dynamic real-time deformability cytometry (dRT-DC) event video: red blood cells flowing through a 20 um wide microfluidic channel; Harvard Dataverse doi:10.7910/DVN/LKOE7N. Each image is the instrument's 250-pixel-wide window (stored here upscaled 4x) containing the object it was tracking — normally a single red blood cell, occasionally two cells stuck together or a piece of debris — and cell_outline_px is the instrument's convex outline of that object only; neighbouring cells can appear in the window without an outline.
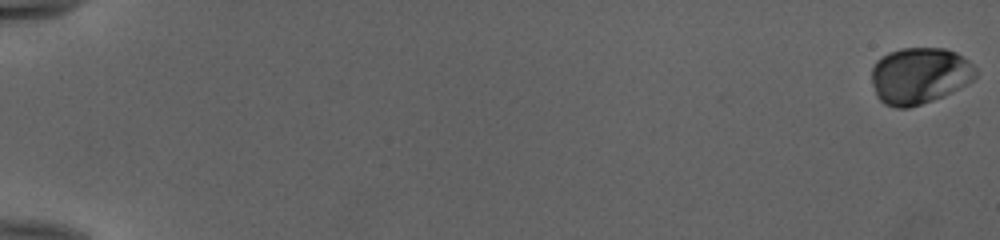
{"species": "human", "species_latin": "Homo sapiens", "temperature_condition": "cold", "stored_images_in_passage": 54, "camera_frame_rate_fps": 3000, "um_per_image_px": 0.085, "donor": {"sex": "female"}, "frame": {"image": 1, "passage_image": 1, "time_ms": 0.0, "image_size_px": [1000, 240], "cell_outline_px": [[976, 76], [968, 84], [944, 96], [908, 108], [896, 108], [884, 104], [876, 96], [872, 84], [872, 68], [876, 60], [880, 56], [888, 52], [900, 48], [944, 48], [956, 52], [968, 60], [976, 68]], "centroid_in_image_um": [78.14, 6.42], "position_along_channel_um": 6.9, "area_um2": 34.56}}
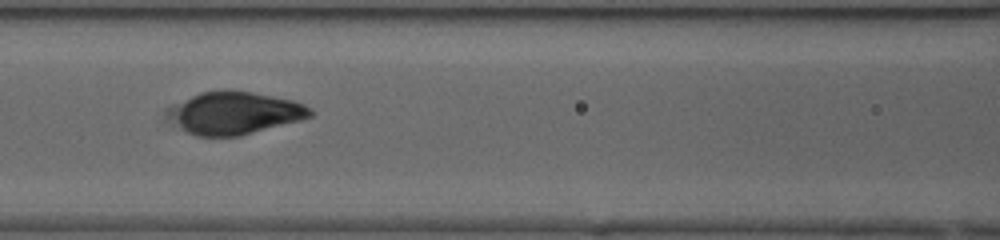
{"frame": {"image": 2, "passage_image": 27, "time_ms": 8.667, "image_size_px": [1000, 240], "cell_outline_px": [[312, 116], [300, 120], [240, 136], [196, 136], [188, 132], [180, 124], [180, 108], [184, 100], [200, 92], [252, 92], [292, 100], [304, 104], [312, 108]], "centroid_in_image_um": [20.23, 9.62], "position_along_channel_um": 146.4, "area_um2": 32.71}}
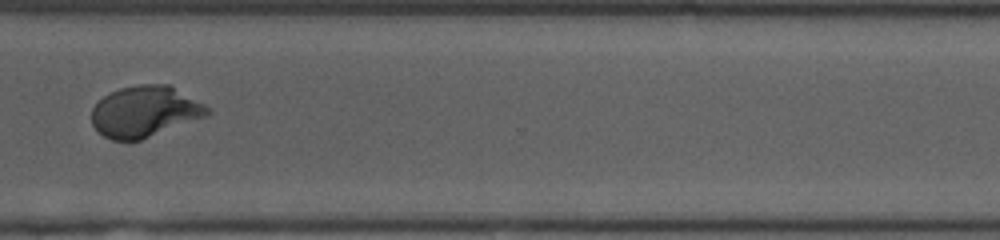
{"frame": {"image": 3, "passage_image": 43, "time_ms": 14.0, "image_size_px": [1000, 240], "cell_outline_px": [[212, 112], [208, 116], [140, 140], [112, 140], [104, 136], [92, 124], [92, 108], [104, 96], [120, 88], [140, 84], [168, 84], [204, 104]], "centroid_in_image_um": [12.33, 9.48], "position_along_channel_um": 358.3, "area_um2": 34.16}, "authors_computed_cell_mechanics": {"area_um2": 33.7263, "velocity_mm_per_s": 3.981, "shape_relaxation_time_tau1_ms": 3.6054, "shape_relaxation_time_tau2_ms": null, "deformation_change_tau1": 0.136, "deformation_change_tau2": null}}